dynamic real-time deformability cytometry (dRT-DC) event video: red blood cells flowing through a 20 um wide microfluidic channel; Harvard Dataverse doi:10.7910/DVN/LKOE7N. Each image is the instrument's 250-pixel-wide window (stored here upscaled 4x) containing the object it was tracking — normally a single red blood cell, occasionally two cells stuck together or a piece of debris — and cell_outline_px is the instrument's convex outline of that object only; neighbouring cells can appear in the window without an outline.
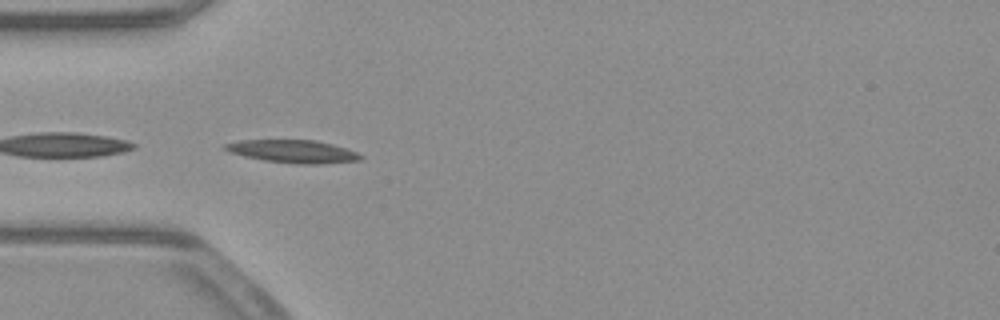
{"species": "common noctule bat (a hibernating species)", "species_latin": "Nyctalus noctula", "temperature_condition": "warm", "stored_images_in_passage": 38, "camera_frame_rate_fps": 3000, "um_per_image_px": 0.085, "animal": {"sex": "male", "body_mass_g": 23.1, "forearm_length_mm": 52.7}, "frame": {"image": 1, "passage_image": 4, "time_ms": 1.0, "image_size_px": [1000, 320], "cell_outline_px": [[364, 156], [360, 160], [320, 164], [296, 164], [264, 160], [244, 156], [228, 152], [220, 148], [224, 144], [240, 140], [316, 140], [332, 144], [356, 152]], "centroid_in_image_um": [24.85, 12.87], "position_along_channel_um": 60.1, "area_um2": 18.09}}
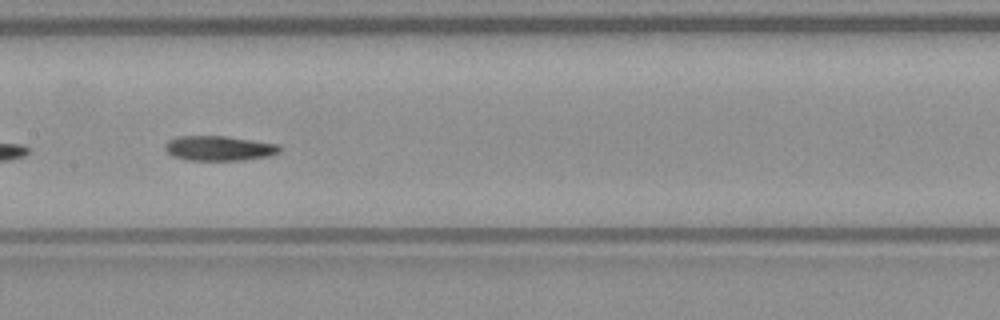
{"frame": {"image": 2, "passage_image": 14, "time_ms": 4.333, "image_size_px": [1000, 320], "cell_outline_px": [[280, 152], [268, 156], [240, 160], [188, 160], [172, 156], [164, 148], [164, 144], [168, 140], [176, 136], [224, 136], [280, 144]], "centroid_in_image_um": [18.59, 12.6], "position_along_channel_um": 188.8, "area_um2": 16.59}}
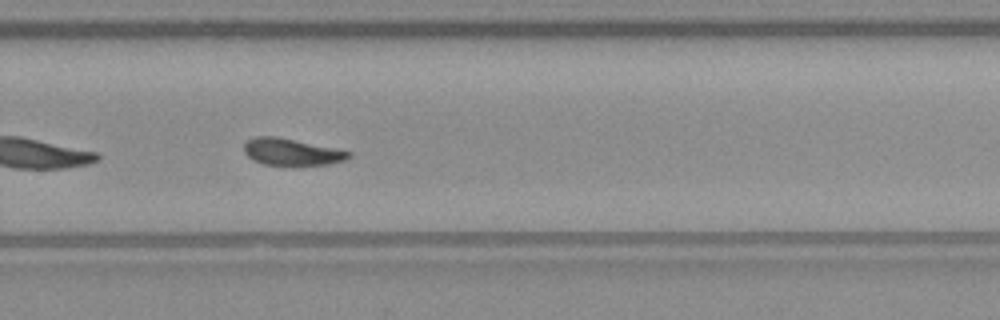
{"frame": {"image": 3, "passage_image": 23, "time_ms": 7.333, "image_size_px": [1000, 320], "cell_outline_px": [[352, 156], [344, 160], [328, 164], [264, 164], [252, 160], [244, 152], [244, 144], [248, 140], [256, 136], [276, 136], [336, 148], [352, 152]], "centroid_in_image_um": [24.78, 12.89], "position_along_channel_um": 305.0, "area_um2": 16.13}}